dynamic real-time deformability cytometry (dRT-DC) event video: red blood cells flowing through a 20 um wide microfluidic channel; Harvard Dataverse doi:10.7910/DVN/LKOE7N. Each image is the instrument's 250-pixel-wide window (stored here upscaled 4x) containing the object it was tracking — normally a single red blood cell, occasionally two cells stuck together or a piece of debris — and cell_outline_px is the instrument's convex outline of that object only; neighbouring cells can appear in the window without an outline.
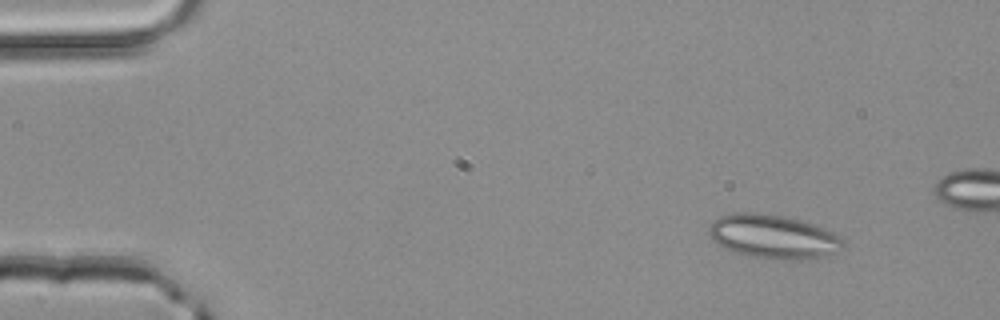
{"species": "common noctule bat (a hibernating species)", "species_latin": "Nyctalus noctula", "temperature_condition": "room temperature", "stored_images_in_passage": 4, "camera_frame_rate_fps": 3000, "um_per_image_px": 0.085, "animal": {"sex": "male", "body_mass_g": 20.4}, "frame": {"image": 1, "passage_image": 1, "time_ms": 0.0, "image_size_px": [1000, 320], "cell_outline_px": [[844, 248], [840, 252], [800, 260], [784, 260], [748, 256], [724, 248], [712, 240], [708, 232], [708, 228], [712, 220], [720, 216], [732, 212], [752, 212], [780, 216], [800, 220], [824, 228], [840, 236], [844, 240]], "centroid_in_image_um": [65.71, 20.12], "position_along_channel_um": 19.3, "area_um2": 34.45}}